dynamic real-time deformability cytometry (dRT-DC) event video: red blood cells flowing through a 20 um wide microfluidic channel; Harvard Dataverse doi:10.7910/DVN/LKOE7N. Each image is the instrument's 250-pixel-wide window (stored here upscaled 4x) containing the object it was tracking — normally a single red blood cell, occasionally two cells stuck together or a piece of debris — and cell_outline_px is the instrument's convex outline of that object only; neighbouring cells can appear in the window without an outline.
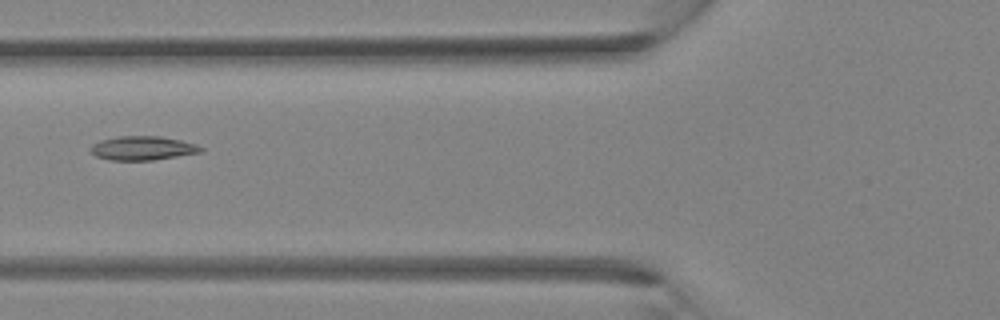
{"species": "Egyptian fruit bat (a non-hibernating species)", "species_latin": "Rousettus aegyptiacus", "temperature_condition": "room temperature", "stored_images_in_passage": 3, "camera_frame_rate_fps": 3000, "um_per_image_px": 0.085, "animal": {"sex": "female"}, "frame": {"image": 1, "passage_image": 3, "time_ms": 2.0, "image_size_px": [1000, 320], "cell_outline_px": [[204, 152], [152, 160], [108, 160], [96, 156], [88, 148], [92, 144], [100, 140], [116, 136], [160, 136], [180, 140], [196, 144], [204, 148]], "centroid_in_image_um": [12.12, 12.59], "position_along_channel_um": 113.7, "area_um2": 15.55}}